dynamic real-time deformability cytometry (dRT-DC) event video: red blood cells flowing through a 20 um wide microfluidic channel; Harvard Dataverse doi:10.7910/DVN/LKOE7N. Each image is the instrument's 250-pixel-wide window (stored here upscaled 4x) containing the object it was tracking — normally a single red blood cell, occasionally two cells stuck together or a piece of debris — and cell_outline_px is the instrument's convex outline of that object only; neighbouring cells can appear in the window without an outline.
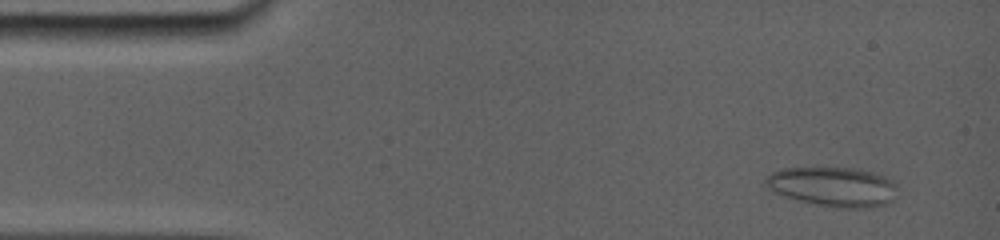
{"species": "common noctule bat (a hibernating species)", "species_latin": "Nyctalus noctula", "temperature_condition": "room temperature", "stored_images_in_passage": 49, "camera_frame_rate_fps": 5000, "um_per_image_px": 0.085, "animal": {"sex": "female", "body_mass_g": 19.0, "forearm_length_mm": 56.7}, "frame": {"image": 1, "passage_image": 3, "time_ms": 0.8, "image_size_px": [1000, 240], "cell_outline_px": [[896, 200], [888, 204], [868, 208], [840, 208], [812, 204], [784, 196], [776, 192], [764, 180], [768, 176], [784, 168], [836, 168], [868, 172], [880, 176], [892, 184]], "centroid_in_image_um": [70.79, 15.92], "position_along_channel_um": 14.2, "area_um2": 29.3}}
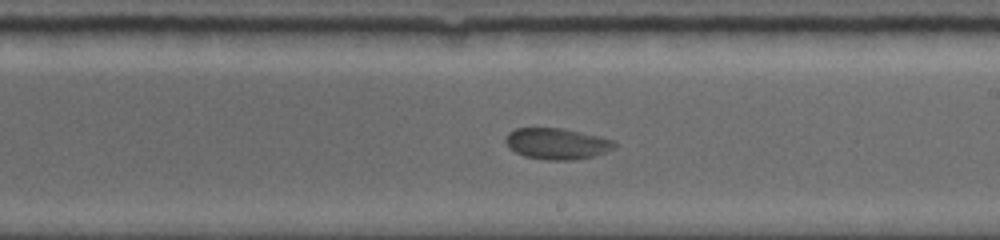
{"frame": {"image": 2, "passage_image": 26, "time_ms": 9.2, "image_size_px": [1000, 240], "cell_outline_px": [[616, 148], [596, 156], [572, 160], [548, 160], [524, 156], [508, 148], [504, 140], [508, 132], [516, 128], [560, 128], [616, 140]], "centroid_in_image_um": [47.34, 12.22], "position_along_channel_um": 241.7, "area_um2": 19.88}}
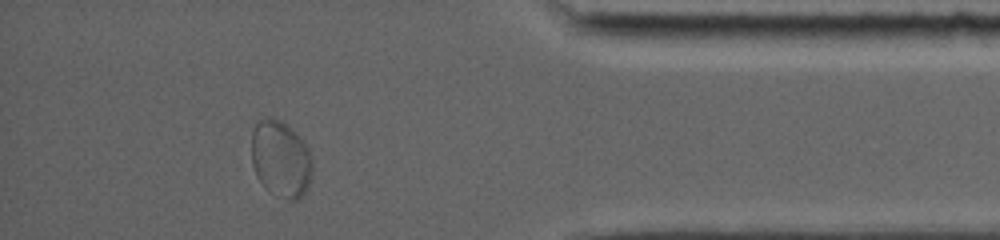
{"frame": {"image": 3, "passage_image": 43, "time_ms": 14.2, "image_size_px": [1000, 240], "cell_outline_px": [[312, 176], [304, 196], [296, 200], [284, 200], [264, 188], [256, 176], [252, 164], [252, 132], [256, 124], [264, 116], [280, 120], [288, 124], [304, 140], [312, 156]], "centroid_in_image_um": [23.89, 13.53], "position_along_channel_um": 411.3, "area_um2": 27.86}}